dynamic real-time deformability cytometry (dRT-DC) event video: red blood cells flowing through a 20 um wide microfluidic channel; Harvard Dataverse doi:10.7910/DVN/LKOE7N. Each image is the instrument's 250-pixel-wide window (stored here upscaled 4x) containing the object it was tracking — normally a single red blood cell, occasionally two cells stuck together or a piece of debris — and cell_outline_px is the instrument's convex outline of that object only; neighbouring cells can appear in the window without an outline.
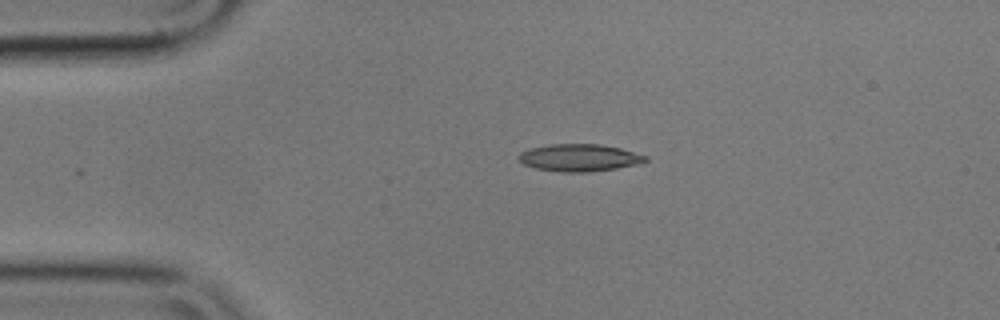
{"species": "common noctule bat (a hibernating species)", "species_latin": "Nyctalus noctula", "temperature_condition": "cold", "stored_images_in_passage": 45, "camera_frame_rate_fps": 3000, "um_per_image_px": 0.085, "animal": {"sex": "male", "body_mass_g": 17.9}, "frame": {"image": 1, "passage_image": 1, "time_ms": 0.0, "image_size_px": [1000, 320], "cell_outline_px": [[648, 160], [636, 164], [616, 168], [588, 172], [560, 172], [536, 168], [524, 164], [516, 156], [520, 152], [532, 148], [548, 144], [600, 144], [620, 148], [648, 156]], "centroid_in_image_um": [49.23, 13.4], "position_along_channel_um": 35.8, "area_um2": 20.06}}
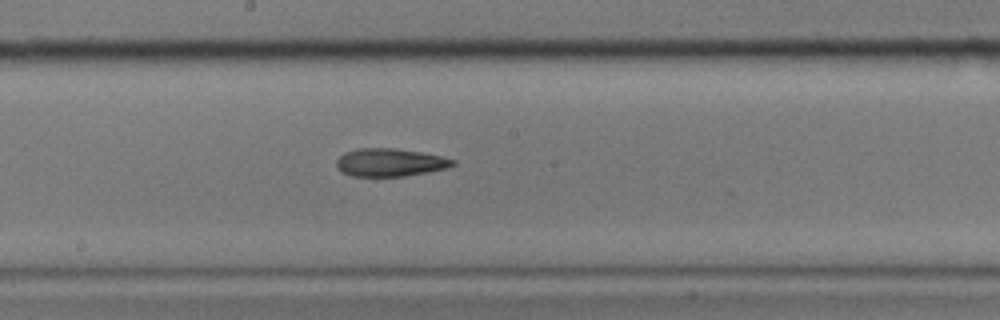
{"frame": {"image": 2, "passage_image": 19, "time_ms": 6.0, "image_size_px": [1000, 320], "cell_outline_px": [[456, 164], [448, 168], [428, 172], [404, 176], [352, 176], [340, 172], [336, 168], [336, 160], [344, 152], [356, 148], [396, 148], [420, 152], [440, 156], [456, 160]], "centroid_in_image_um": [33.12, 13.8], "position_along_channel_um": 215.1, "area_um2": 19.13}}
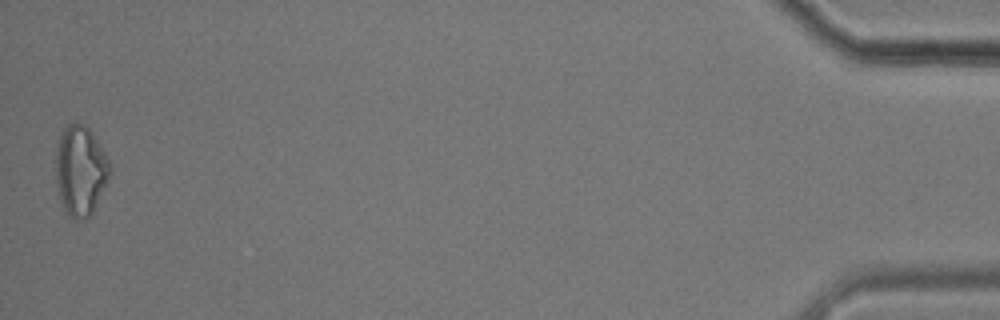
{"frame": {"image": 3, "passage_image": 45, "time_ms": 14.667, "image_size_px": [1000, 320], "cell_outline_px": [[112, 168], [108, 180], [92, 216], [84, 220], [76, 220], [68, 216], [60, 200], [56, 184], [56, 144], [64, 128], [68, 124], [76, 120], [84, 124], [92, 132], [104, 152]], "centroid_in_image_um": [6.84, 14.51], "position_along_channel_um": 428.4, "area_um2": 28.84}, "authors_computed_cell_mechanics": {"area_um2": 19.652, "velocity_mm_per_s": 3.5285, "shape_relaxation_time_tau1_ms": 4.3708, "shape_relaxation_time_tau2_ms": 4.2655, "deformation_change_tau1": 0.1382, "deformation_change_tau2": 0.1448}}